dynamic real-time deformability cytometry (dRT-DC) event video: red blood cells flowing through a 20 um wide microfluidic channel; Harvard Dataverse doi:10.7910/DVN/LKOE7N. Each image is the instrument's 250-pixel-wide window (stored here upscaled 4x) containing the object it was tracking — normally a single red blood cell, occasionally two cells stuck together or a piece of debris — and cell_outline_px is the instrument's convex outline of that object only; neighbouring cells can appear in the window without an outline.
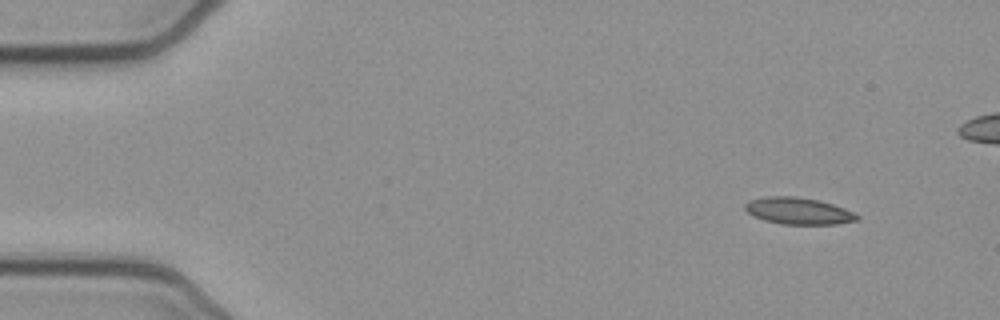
{"species": "common noctule bat (a hibernating species)", "species_latin": "Nyctalus noctula", "temperature_condition": "cold", "stored_images_in_passage": 44, "camera_frame_rate_fps": 3000, "um_per_image_px": 0.085, "animal": {"sex": "female", "body_mass_g": 21.9}, "frame": {"image": 1, "passage_image": 1, "time_ms": 0.0, "image_size_px": [1000, 320], "cell_outline_px": [[860, 220], [836, 224], [780, 224], [764, 220], [752, 216], [744, 208], [744, 204], [748, 200], [764, 196], [796, 196], [816, 200], [832, 204], [844, 208], [860, 216]], "centroid_in_image_um": [67.83, 17.93], "position_along_channel_um": 17.2, "area_um2": 17.57}}
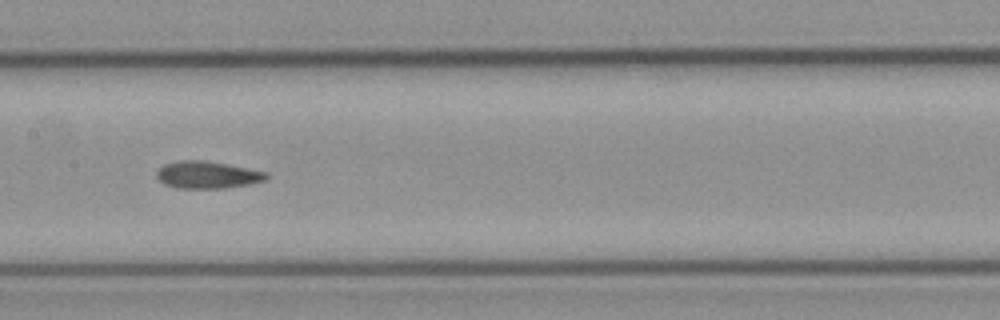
{"frame": {"image": 2, "passage_image": 22, "time_ms": 7.0, "image_size_px": [1000, 320], "cell_outline_px": [[268, 180], [248, 184], [224, 188], [176, 188], [164, 184], [156, 176], [156, 172], [164, 164], [180, 160], [204, 160], [268, 172]], "centroid_in_image_um": [17.63, 14.86], "position_along_channel_um": 189.8, "area_um2": 17.34}}
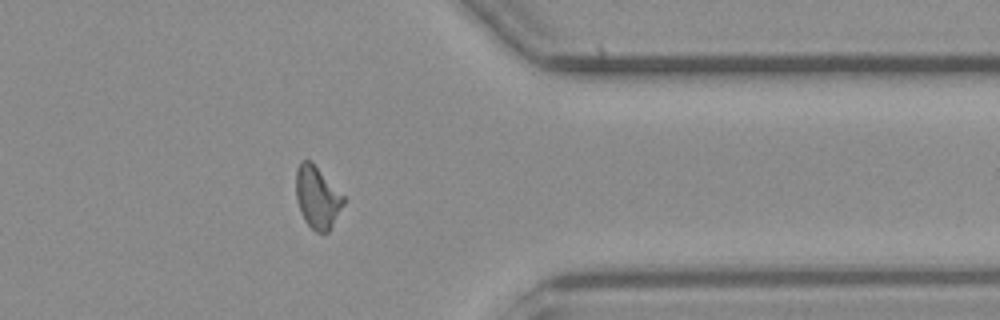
{"frame": {"image": 3, "passage_image": 38, "time_ms": 12.333, "image_size_px": [1000, 320], "cell_outline_px": [[344, 204], [328, 232], [316, 232], [304, 220], [300, 212], [296, 196], [296, 168], [300, 160], [312, 160], [344, 196]], "centroid_in_image_um": [26.95, 16.73], "position_along_channel_um": 384.4, "area_um2": 17.28}, "authors_computed_cell_mechanics": {"area_um2": 17.1377, "velocity_mm_per_s": 3.8981, "shape_relaxation_time_tau1_ms": null, "shape_relaxation_time_tau2_ms": 2.1392, "deformation_change_tau1": null, "deformation_change_tau2": 0.0744}}